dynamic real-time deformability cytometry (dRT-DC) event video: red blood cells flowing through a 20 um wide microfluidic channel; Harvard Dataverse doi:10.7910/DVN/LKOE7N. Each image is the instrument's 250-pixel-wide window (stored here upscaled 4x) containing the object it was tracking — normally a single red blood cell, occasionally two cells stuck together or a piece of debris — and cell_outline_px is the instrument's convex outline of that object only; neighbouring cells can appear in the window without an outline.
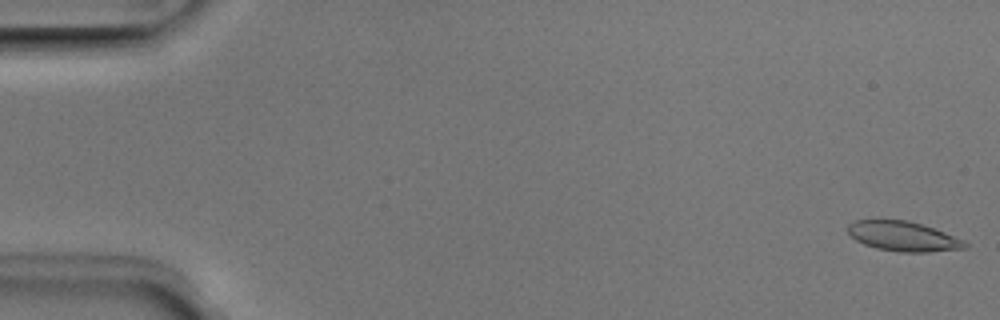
{"species": "Egyptian fruit bat (a non-hibernating species)", "species_latin": "Rousettus aegyptiacus", "temperature_condition": "room temperature", "stored_images_in_passage": 51, "camera_frame_rate_fps": 3000, "um_per_image_px": 0.085, "animal": {"sex": "male"}, "frame": {"image": 1, "passage_image": 1, "time_ms": 0.0, "image_size_px": [1000, 320], "cell_outline_px": [[968, 248], [928, 252], [900, 252], [876, 248], [864, 244], [856, 240], [848, 232], [848, 224], [852, 220], [908, 220], [944, 232], [964, 240], [968, 244]], "centroid_in_image_um": [76.77, 20.09], "position_along_channel_um": 8.2, "area_um2": 20.23}}
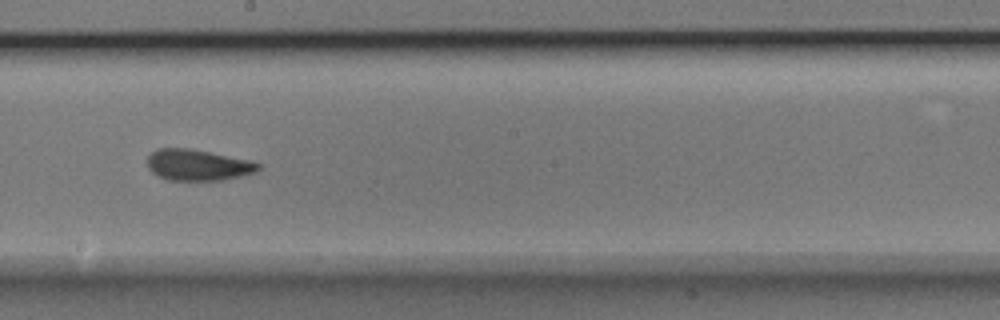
{"frame": {"image": 2, "passage_image": 29, "time_ms": 9.333, "image_size_px": [1000, 320], "cell_outline_px": [[260, 168], [256, 172], [224, 180], [168, 180], [152, 172], [148, 168], [148, 156], [156, 148], [192, 148], [252, 160], [260, 164]], "centroid_in_image_um": [16.84, 14.01], "position_along_channel_um": 231.4, "area_um2": 20.29}}
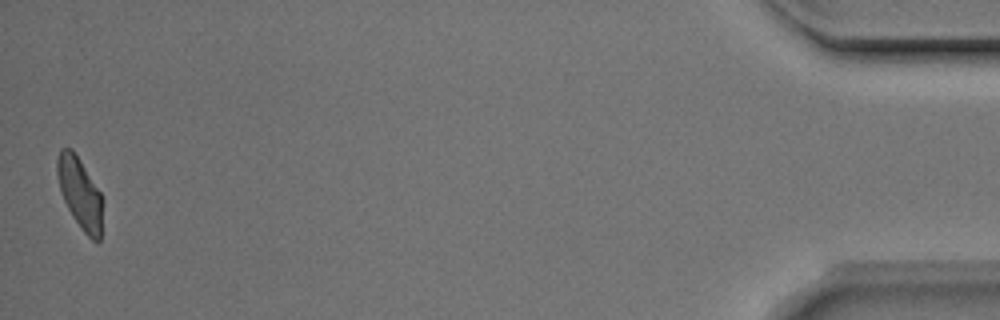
{"frame": {"image": 3, "passage_image": 51, "time_ms": 16.667, "image_size_px": [1000, 320], "cell_outline_px": [[100, 240], [96, 244], [80, 228], [72, 216], [64, 200], [60, 188], [56, 172], [56, 160], [60, 148], [72, 148], [80, 160], [100, 192]], "centroid_in_image_um": [6.74, 16.39], "position_along_channel_um": 428.5, "area_um2": 18.32}, "authors_computed_cell_mechanics": {"area_um2": 20.2878, "velocity_mm_per_s": 3.9361, "shape_relaxation_time_tau1_ms": 3.8014, "shape_relaxation_time_tau2_ms": 1.6996, "deformation_change_tau1": 0.1524, "deformation_change_tau2": 0.0961}}